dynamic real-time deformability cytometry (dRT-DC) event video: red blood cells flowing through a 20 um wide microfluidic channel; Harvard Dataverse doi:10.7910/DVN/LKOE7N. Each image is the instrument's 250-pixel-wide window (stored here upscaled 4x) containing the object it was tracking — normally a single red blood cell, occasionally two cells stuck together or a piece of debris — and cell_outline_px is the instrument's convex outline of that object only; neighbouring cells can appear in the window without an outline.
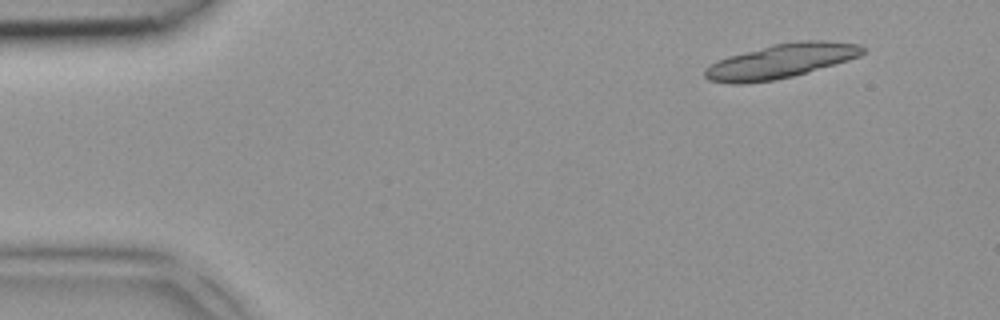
{"species": "common noctule bat (a hibernating species)", "species_latin": "Nyctalus noctula", "temperature_condition": "room temperature", "stored_images_in_passage": 5, "segment_of_instrument_passage": [1, 2], "camera_frame_rate_fps": 3000, "um_per_image_px": 0.085, "animal": {"sex": "female", "body_mass_g": 18.4}, "frame": {"image": 1, "passage_image": 2, "time_ms": 0.333, "image_size_px": [1000, 320], "cell_outline_px": [[864, 52], [860, 56], [848, 60], [792, 76], [776, 80], [744, 84], [732, 84], [708, 80], [704, 76], [704, 68], [716, 60], [728, 56], [772, 44], [800, 40], [816, 40], [860, 44], [864, 48]], "centroid_in_image_um": [66.31, 5.19], "position_along_channel_um": 18.7, "area_um2": 31.56}}